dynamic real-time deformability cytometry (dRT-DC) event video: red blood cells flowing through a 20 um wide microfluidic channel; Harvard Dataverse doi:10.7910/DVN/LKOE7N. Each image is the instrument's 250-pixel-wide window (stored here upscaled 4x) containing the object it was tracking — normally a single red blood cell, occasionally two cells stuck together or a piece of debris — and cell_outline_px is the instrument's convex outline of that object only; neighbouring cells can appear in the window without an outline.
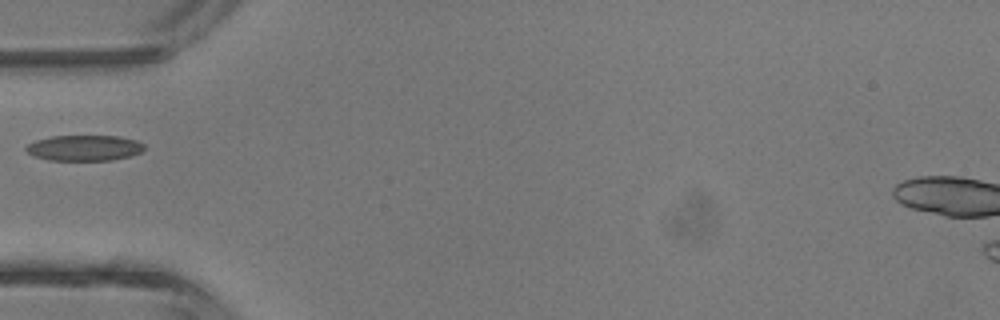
{"species": "common noctule bat (a hibernating species)", "species_latin": "Nyctalus noctula", "temperature_condition": "room temperature", "stored_images_in_passage": 3, "camera_frame_rate_fps": 3000, "um_per_image_px": 0.085, "animal": {"sex": "male", "body_mass_g": 13.3}, "frame": {"image": 1, "passage_image": 3, "time_ms": 3.333, "image_size_px": [1000, 320], "cell_outline_px": [[144, 148], [140, 152], [132, 156], [112, 160], [48, 160], [36, 156], [28, 152], [24, 148], [28, 144], [36, 140], [52, 136], [120, 136], [136, 140], [144, 144]], "centroid_in_image_um": [7.19, 12.57], "position_along_channel_um": 77.8, "area_um2": 17.63}}